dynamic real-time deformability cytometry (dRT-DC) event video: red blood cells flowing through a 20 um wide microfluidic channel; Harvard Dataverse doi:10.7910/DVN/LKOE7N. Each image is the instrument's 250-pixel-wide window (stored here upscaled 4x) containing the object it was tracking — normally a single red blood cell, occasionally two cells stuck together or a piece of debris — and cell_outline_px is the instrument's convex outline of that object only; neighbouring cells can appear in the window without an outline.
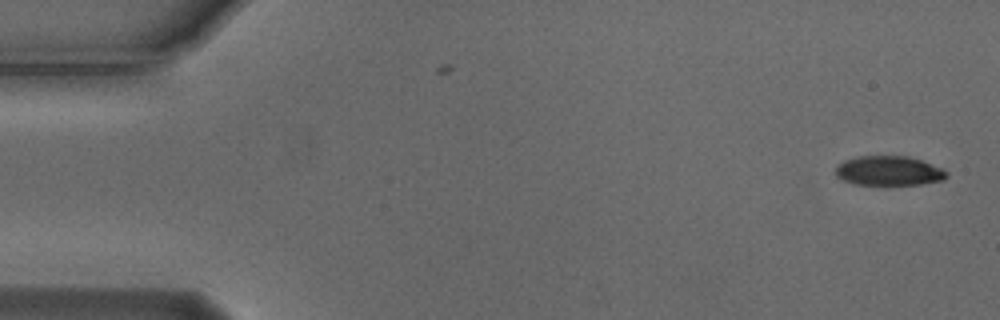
{"species": "Egyptian fruit bat (a non-hibernating species)", "species_latin": "Rousettus aegyptiacus", "temperature_condition": "cold", "stored_images_in_passage": 51, "camera_frame_rate_fps": 3000, "um_per_image_px": 0.085, "animal": {"sex": "male"}, "frame": {"image": 1, "passage_image": 1, "time_ms": 0.0, "image_size_px": [1000, 320], "cell_outline_px": [[948, 176], [944, 180], [920, 184], [884, 188], [852, 184], [836, 176], [836, 168], [844, 160], [856, 156], [908, 156], [920, 160], [940, 168], [948, 172]], "centroid_in_image_um": [75.53, 14.57], "position_along_channel_um": 9.5, "area_um2": 19.88}}
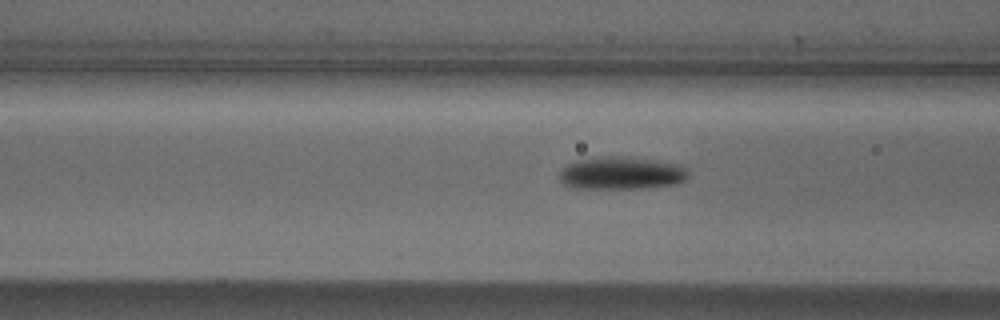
{"frame": {"image": 2, "passage_image": 20, "time_ms": 6.333, "image_size_px": [1000, 320], "cell_outline_px": [[688, 176], [684, 180], [672, 184], [636, 188], [580, 188], [564, 184], [560, 180], [560, 172], [568, 164], [576, 160], [596, 156], [628, 156], [656, 160], [680, 164], [688, 172]], "centroid_in_image_um": [52.8, 14.68], "position_along_channel_um": 113.8, "area_um2": 24.39}}
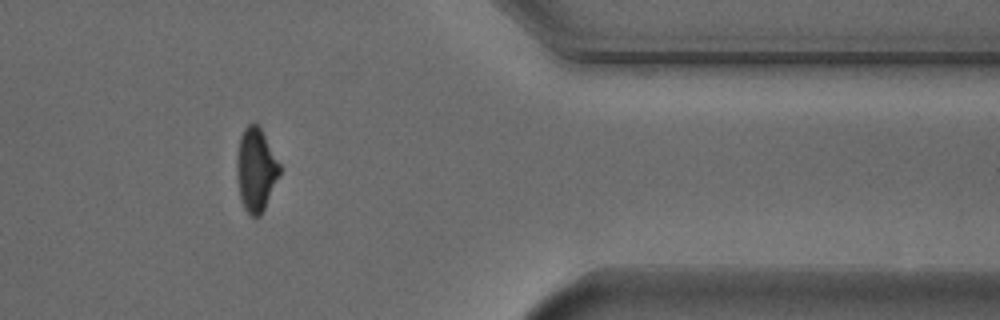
{"frame": {"image": 3, "passage_image": 44, "time_ms": 14.333, "image_size_px": [1000, 320], "cell_outline_px": [[280, 172], [264, 208], [260, 216], [252, 216], [244, 208], [240, 196], [236, 172], [236, 160], [240, 136], [244, 128], [248, 124], [256, 124], [260, 128], [280, 164]], "centroid_in_image_um": [21.73, 14.41], "position_along_channel_um": 389.7, "area_um2": 20.35}}